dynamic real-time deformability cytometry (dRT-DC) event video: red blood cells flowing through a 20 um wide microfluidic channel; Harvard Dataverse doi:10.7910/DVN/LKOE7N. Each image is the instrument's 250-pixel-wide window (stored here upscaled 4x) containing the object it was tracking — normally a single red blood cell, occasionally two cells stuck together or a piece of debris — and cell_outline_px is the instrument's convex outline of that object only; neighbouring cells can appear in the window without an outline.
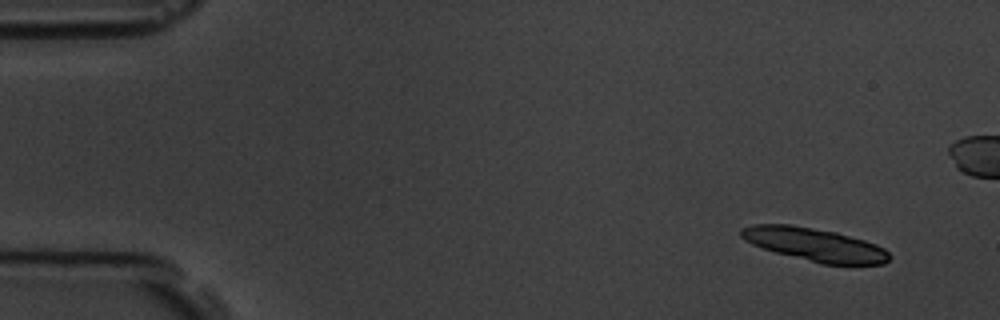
{"species": "common noctule bat (a hibernating species)", "species_latin": "Nyctalus noctula", "temperature_condition": "room temperature", "stored_images_in_passage": 11, "camera_frame_rate_fps": 3000, "um_per_image_px": 0.085, "animal": {"sex": "male", "body_mass_g": 19.5, "forearm_length_mm": 54.6}, "frame": {"image": 1, "passage_image": 1, "time_ms": 0.0, "image_size_px": [1000, 320], "cell_outline_px": [[892, 256], [884, 264], [824, 264], [776, 252], [752, 244], [744, 240], [740, 236], [740, 228], [752, 224], [792, 224], [836, 232], [864, 240], [876, 244], [884, 248]], "centroid_in_image_um": [69.24, 20.77], "position_along_channel_um": 15.8, "area_um2": 28.5}}
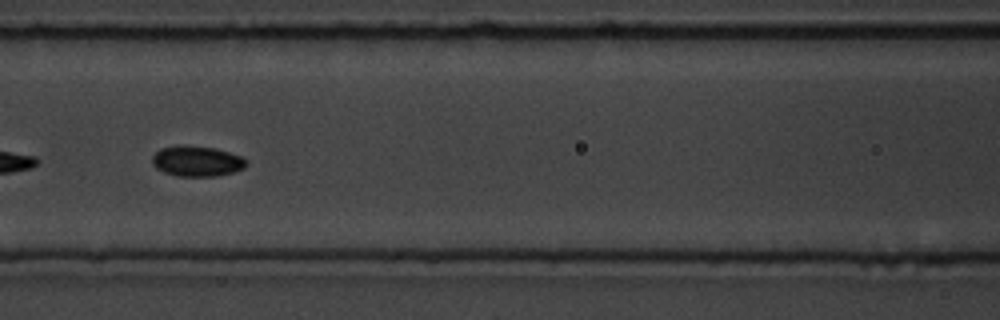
{"frame": {"image": 2, "passage_image": 7, "time_ms": 7.0, "image_size_px": [1000, 320], "cell_outline_px": [[248, 164], [244, 168], [220, 176], [176, 176], [164, 172], [156, 168], [152, 164], [152, 156], [160, 148], [180, 144], [184, 144], [216, 148], [240, 156], [248, 160]], "centroid_in_image_um": [16.73, 13.69], "position_along_channel_um": 149.9, "area_um2": 16.99}}
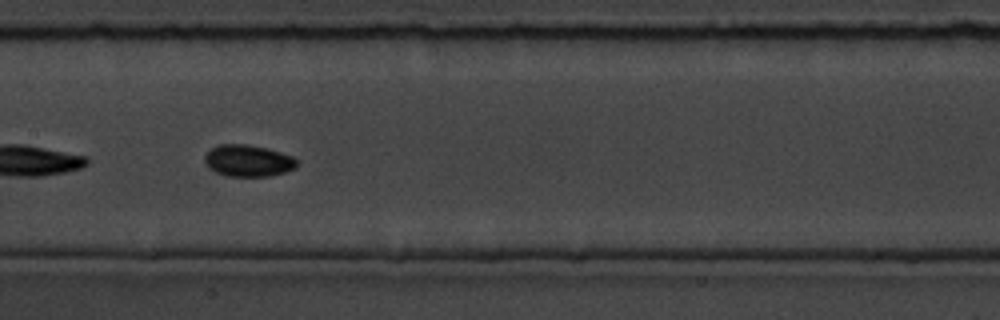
{"frame": {"image": 3, "passage_image": 8, "time_ms": 8.0, "image_size_px": [1000, 320], "cell_outline_px": [[296, 168], [284, 172], [268, 176], [228, 176], [216, 172], [208, 168], [204, 164], [204, 156], [212, 148], [220, 144], [248, 144], [268, 148], [292, 156], [296, 160]], "centroid_in_image_um": [21.06, 13.65], "position_along_channel_um": 186.3, "area_um2": 17.05}}